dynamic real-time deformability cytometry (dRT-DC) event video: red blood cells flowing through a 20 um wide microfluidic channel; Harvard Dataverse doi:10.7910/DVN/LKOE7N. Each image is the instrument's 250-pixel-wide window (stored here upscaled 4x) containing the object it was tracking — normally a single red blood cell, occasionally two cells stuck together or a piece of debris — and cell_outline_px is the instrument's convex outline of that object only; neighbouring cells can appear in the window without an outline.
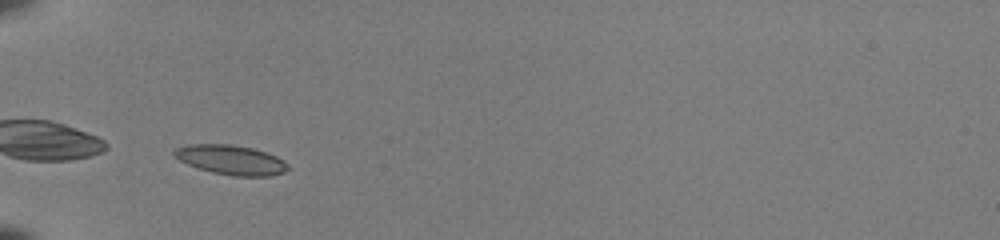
{"species": "common noctule bat (a hibernating species)", "species_latin": "Nyctalus noctula", "temperature_condition": "room temperature", "stored_images_in_passage": 28, "camera_frame_rate_fps": 3000, "um_per_image_px": 0.085, "animal": {"sex": "female", "body_mass_g": 22.0, "forearm_length_mm": 56.7}, "frame": {"image": 1, "passage_image": 1, "time_ms": 0.0, "image_size_px": [1000, 240], "cell_outline_px": [[288, 168], [284, 172], [272, 176], [232, 176], [212, 172], [196, 168], [180, 160], [172, 152], [176, 148], [188, 144], [232, 144], [252, 148], [268, 152], [284, 160], [288, 164]], "centroid_in_image_um": [19.65, 13.59], "position_along_channel_um": 65.3, "area_um2": 19.71}}
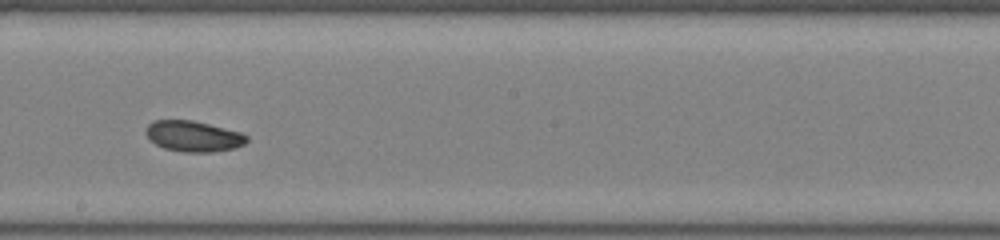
{"frame": {"image": 2, "passage_image": 14, "time_ms": 4.333, "image_size_px": [1000, 240], "cell_outline_px": [[248, 140], [244, 144], [236, 148], [212, 152], [184, 152], [164, 148], [156, 144], [144, 132], [144, 128], [148, 124], [156, 120], [192, 120], [240, 132], [248, 136]], "centroid_in_image_um": [16.44, 11.58], "position_along_channel_um": 231.8, "area_um2": 18.03}}
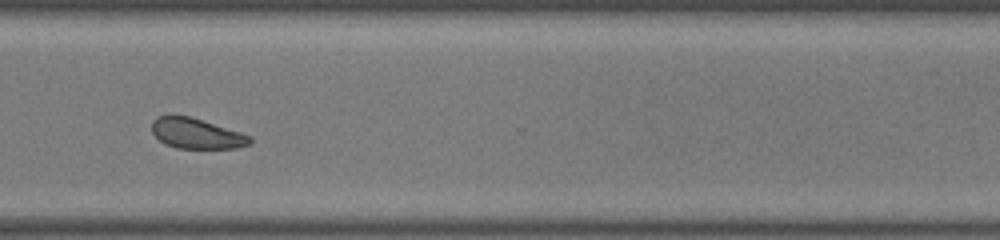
{"frame": {"image": 3, "passage_image": 23, "time_ms": 7.333, "image_size_px": [1000, 240], "cell_outline_px": [[252, 144], [236, 148], [176, 148], [164, 144], [152, 132], [152, 120], [156, 116], [188, 116], [240, 132], [252, 136]], "centroid_in_image_um": [16.71, 11.36], "position_along_channel_um": 353.9, "area_um2": 17.22}, "authors_computed_cell_mechanics": {"area_um2": 18.4093, "velocity_mm_per_s": 4.0478, "shape_relaxation_time_tau1_ms": 5.5505, "shape_relaxation_time_tau2_ms": null, "deformation_change_tau1": 0.1302, "deformation_change_tau2": null}}